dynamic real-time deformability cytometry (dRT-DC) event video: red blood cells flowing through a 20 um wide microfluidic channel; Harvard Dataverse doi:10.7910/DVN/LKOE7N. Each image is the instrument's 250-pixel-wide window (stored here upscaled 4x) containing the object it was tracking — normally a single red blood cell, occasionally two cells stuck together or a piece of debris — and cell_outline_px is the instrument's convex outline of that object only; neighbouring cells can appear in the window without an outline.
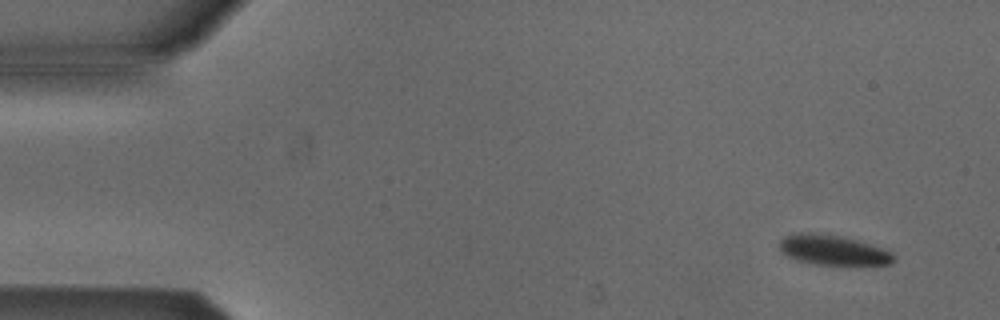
{"species": "Egyptian fruit bat (a non-hibernating species)", "species_latin": "Rousettus aegyptiacus", "temperature_condition": "cold", "stored_images_in_passage": 4, "camera_frame_rate_fps": 3000, "um_per_image_px": 0.085, "animal": {"sex": "male"}, "frame": {"image": 1, "passage_image": 1, "time_ms": 0.0, "image_size_px": [1000, 320], "cell_outline_px": [[896, 260], [892, 264], [848, 268], [816, 264], [796, 260], [780, 252], [776, 248], [776, 244], [784, 236], [792, 232], [812, 232], [840, 236], [856, 240], [892, 252]], "centroid_in_image_um": [70.78, 21.3], "position_along_channel_um": 14.2, "area_um2": 21.15}}
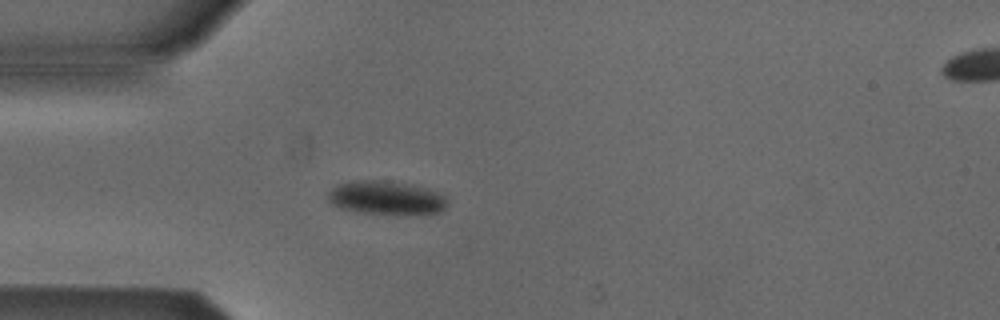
{"frame": {"image": 2, "passage_image": 4, "time_ms": 3.667, "image_size_px": [1000, 320], "cell_outline_px": [[448, 204], [440, 212], [404, 216], [396, 216], [356, 212], [340, 208], [332, 204], [328, 200], [328, 192], [336, 184], [348, 180], [392, 180], [424, 188], [436, 192], [444, 196]], "centroid_in_image_um": [32.78, 16.83], "position_along_channel_um": 52.2, "area_um2": 24.16}}